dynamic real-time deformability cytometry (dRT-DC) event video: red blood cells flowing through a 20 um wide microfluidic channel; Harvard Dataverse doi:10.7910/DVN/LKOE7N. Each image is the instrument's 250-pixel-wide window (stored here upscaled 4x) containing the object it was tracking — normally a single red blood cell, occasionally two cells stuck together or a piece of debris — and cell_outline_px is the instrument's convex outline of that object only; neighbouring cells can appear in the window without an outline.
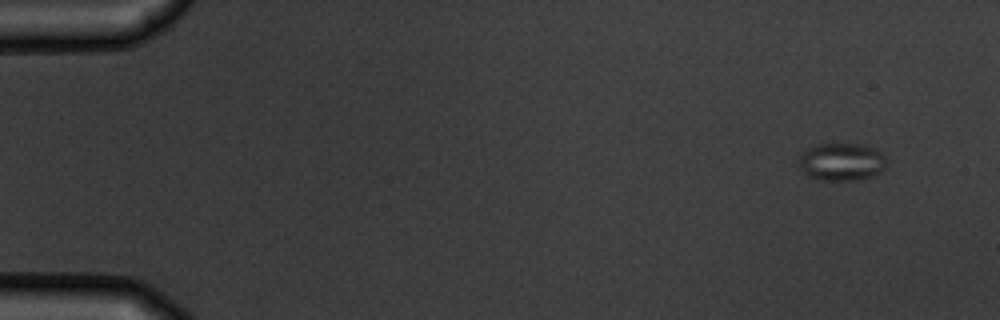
{"species": "common noctule bat (a hibernating species)", "species_latin": "Nyctalus noctula", "temperature_condition": "warm", "stored_images_in_passage": 5, "camera_frame_rate_fps": 3000, "um_per_image_px": 0.085, "animal": {"sex": "male", "body_mass_g": 19.5, "forearm_length_mm": 54.6}, "frame": {"image": 1, "passage_image": 1, "time_ms": 0.0, "image_size_px": [1000, 320], "cell_outline_px": [[884, 168], [880, 172], [872, 176], [856, 180], [820, 180], [808, 176], [800, 168], [796, 160], [800, 152], [808, 148], [820, 144], [864, 144], [876, 148], [884, 156]], "centroid_in_image_um": [71.48, 13.75], "position_along_channel_um": 13.5, "area_um2": 19.42}}